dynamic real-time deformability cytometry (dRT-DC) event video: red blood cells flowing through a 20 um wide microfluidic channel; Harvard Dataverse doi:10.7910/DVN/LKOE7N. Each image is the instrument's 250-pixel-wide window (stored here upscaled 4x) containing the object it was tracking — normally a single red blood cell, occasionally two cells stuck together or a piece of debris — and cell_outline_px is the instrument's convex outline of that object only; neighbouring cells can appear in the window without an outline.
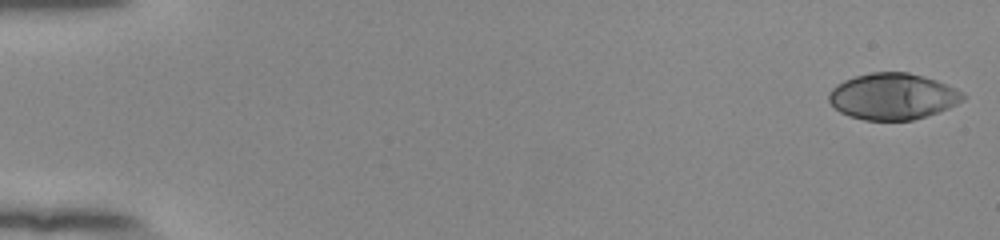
{"species": "human", "species_latin": "Homo sapiens", "temperature_condition": "room temperature", "stored_images_in_passage": 53, "camera_frame_rate_fps": 3000, "um_per_image_px": 0.085, "donor": {"sex": "female"}, "frame": {"image": 1, "passage_image": 1, "time_ms": 0.0, "image_size_px": [1000, 240], "cell_outline_px": [[968, 96], [964, 100], [948, 108], [912, 120], [864, 120], [848, 116], [840, 112], [828, 100], [828, 92], [836, 84], [844, 80], [856, 76], [872, 72], [908, 72], [924, 76], [936, 80], [956, 88], [964, 92]], "centroid_in_image_um": [75.89, 8.19], "position_along_channel_um": 9.1, "area_um2": 36.3}}
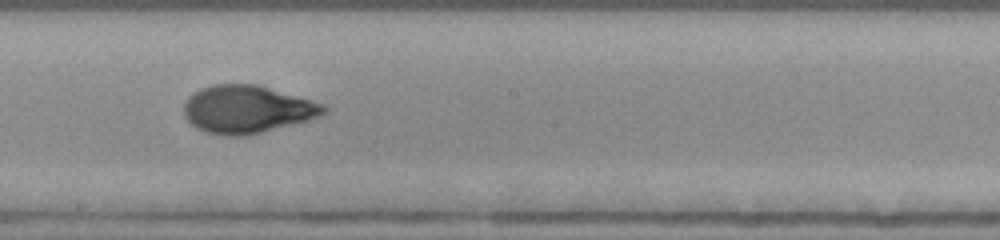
{"frame": {"image": 2, "passage_image": 31, "time_ms": 10.0, "image_size_px": [1000, 240], "cell_outline_px": [[328, 112], [320, 116], [308, 120], [244, 136], [224, 136], [204, 132], [196, 128], [184, 116], [184, 104], [188, 96], [200, 88], [212, 84], [256, 84], [324, 104], [328, 108]], "centroid_in_image_um": [20.97, 9.29], "position_along_channel_um": 227.2, "area_um2": 38.84}}
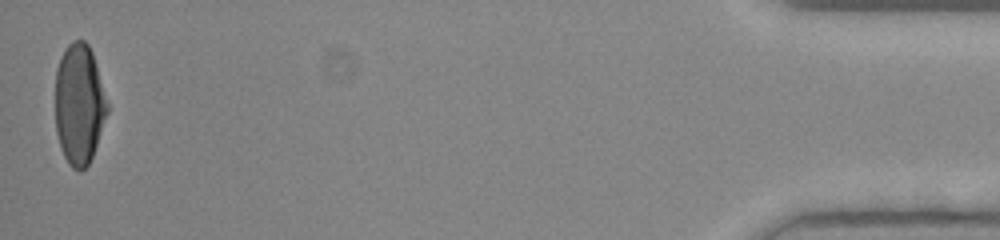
{"frame": {"image": 3, "passage_image": 53, "time_ms": 17.333, "image_size_px": [1000, 240], "cell_outline_px": [[108, 112], [92, 156], [88, 164], [80, 172], [72, 168], [68, 164], [60, 148], [56, 132], [56, 68], [60, 56], [68, 44], [72, 40], [84, 40], [88, 44], [92, 52], [108, 104]], "centroid_in_image_um": [6.72, 8.86], "position_along_channel_um": 428.5, "area_um2": 36.53}, "authors_computed_cell_mechanics": {"area_um2": 37.3388, "velocity_mm_per_s": 3.9049, "shape_relaxation_time_tau1_ms": 6.5157, "shape_relaxation_time_tau2_ms": null, "deformation_change_tau1": 0.2482, "deformation_change_tau2": null}}